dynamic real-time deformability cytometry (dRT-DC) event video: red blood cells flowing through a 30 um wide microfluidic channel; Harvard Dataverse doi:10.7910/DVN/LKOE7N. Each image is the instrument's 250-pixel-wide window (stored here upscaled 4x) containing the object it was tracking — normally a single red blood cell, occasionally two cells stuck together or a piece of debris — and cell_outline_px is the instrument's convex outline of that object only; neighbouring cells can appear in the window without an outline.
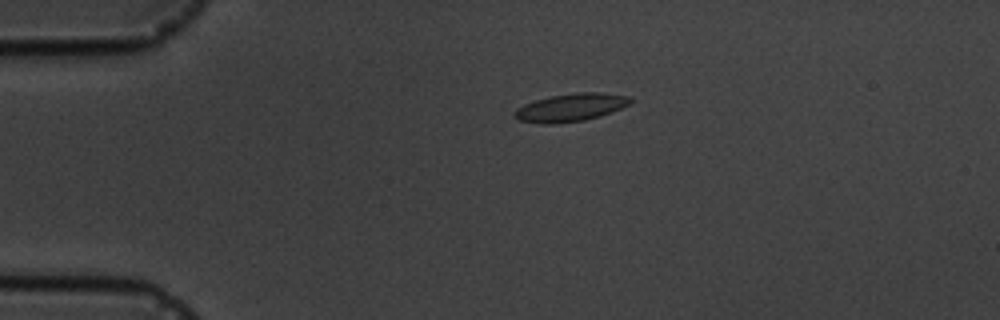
{"species": "common noctule bat (a hibernating species)", "species_latin": "Nyctalus noctula", "temperature_condition": "cold", "stored_images_in_passage": 3, "camera_frame_rate_fps": 3000, "um_per_image_px": 0.085, "animal": {"sex": "male", "body_mass_g": 19.5, "forearm_length_mm": 54.6}, "frame": {"image": 1, "passage_image": 2, "time_ms": 1.0, "image_size_px": [1000, 320], "cell_outline_px": [[632, 104], [612, 112], [600, 116], [584, 120], [556, 124], [544, 124], [516, 120], [512, 116], [516, 108], [524, 104], [536, 100], [552, 96], [576, 92], [600, 92], [632, 96]], "centroid_in_image_um": [48.53, 9.14], "position_along_channel_um": 36.5, "area_um2": 19.13}}